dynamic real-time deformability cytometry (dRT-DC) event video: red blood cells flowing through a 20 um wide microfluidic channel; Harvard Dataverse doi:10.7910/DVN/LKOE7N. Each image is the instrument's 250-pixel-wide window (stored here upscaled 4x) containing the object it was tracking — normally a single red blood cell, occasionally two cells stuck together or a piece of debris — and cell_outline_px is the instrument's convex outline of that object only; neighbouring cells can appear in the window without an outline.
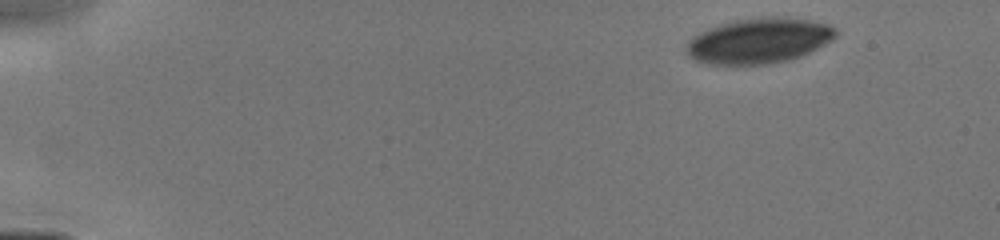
{"species": "human", "species_latin": "Homo sapiens", "temperature_condition": "cold", "stored_images_in_passage": 6, "camera_frame_rate_fps": 3000, "um_per_image_px": 0.085, "donor": {"sex": "male"}, "frame": {"image": 1, "passage_image": 1, "time_ms": 0.0, "image_size_px": [1000, 240], "cell_outline_px": [[836, 36], [832, 40], [800, 56], [788, 60], [768, 64], [708, 64], [696, 60], [688, 56], [688, 40], [692, 36], [708, 28], [720, 24], [736, 20], [764, 16], [772, 16], [808, 20], [828, 24], [836, 32]], "centroid_in_image_um": [64.48, 3.46], "position_along_channel_um": 20.5, "area_um2": 39.02}}
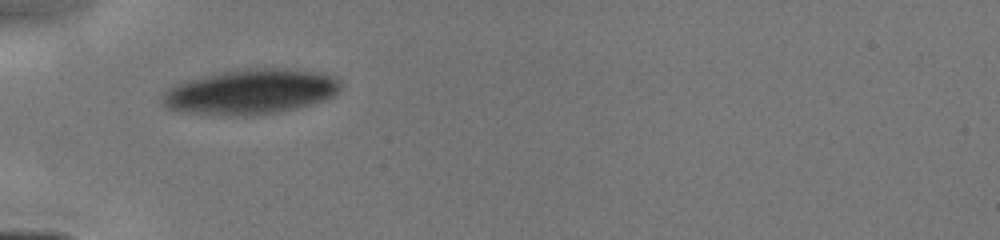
{"frame": {"image": 2, "passage_image": 4, "time_ms": 3.667, "image_size_px": [1000, 240], "cell_outline_px": [[340, 88], [332, 96], [312, 104], [280, 112], [248, 116], [216, 116], [176, 112], [164, 108], [160, 104], [160, 96], [164, 88], [184, 80], [220, 72], [244, 68], [288, 68], [320, 72], [332, 76], [340, 80]], "centroid_in_image_um": [21.16, 7.81], "position_along_channel_um": 63.8, "area_um2": 48.03}}
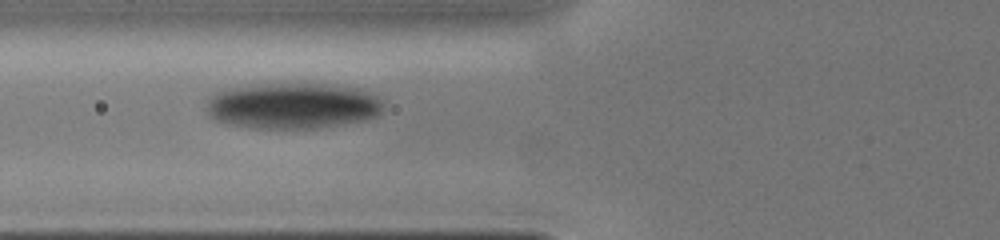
{"frame": {"image": 3, "passage_image": 5, "time_ms": 4.667, "image_size_px": [1000, 240], "cell_outline_px": [[384, 108], [380, 116], [364, 120], [316, 128], [252, 128], [228, 124], [216, 120], [208, 112], [208, 96], [212, 92], [228, 88], [280, 84], [324, 84], [360, 88], [384, 100]], "centroid_in_image_um": [24.93, 9.0], "position_along_channel_um": 100.9, "area_um2": 47.4}}